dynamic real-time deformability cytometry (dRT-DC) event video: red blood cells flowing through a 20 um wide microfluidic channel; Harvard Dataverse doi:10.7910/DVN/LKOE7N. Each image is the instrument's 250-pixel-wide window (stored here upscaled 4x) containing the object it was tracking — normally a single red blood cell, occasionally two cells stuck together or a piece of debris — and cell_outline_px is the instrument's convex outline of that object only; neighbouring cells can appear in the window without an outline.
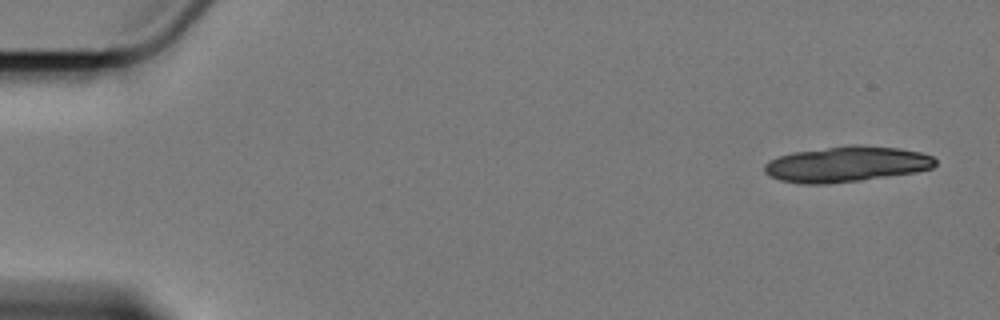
{"species": "Egyptian fruit bat (a non-hibernating species)", "species_latin": "Rousettus aegyptiacus", "temperature_condition": "cold", "stored_images_in_passage": 9, "camera_frame_rate_fps": 3000, "um_per_image_px": 0.085, "animal": {"sex": "female"}, "frame": {"image": 1, "passage_image": 1, "time_ms": 0.0, "image_size_px": [1000, 320], "cell_outline_px": [[936, 164], [932, 168], [916, 172], [860, 180], [828, 184], [800, 184], [780, 180], [768, 176], [764, 172], [764, 164], [768, 160], [776, 156], [792, 152], [848, 144], [860, 144], [900, 148], [920, 152], [932, 156], [936, 160]], "centroid_in_image_um": [71.9, 13.94], "position_along_channel_um": 13.1, "area_um2": 35.95}}
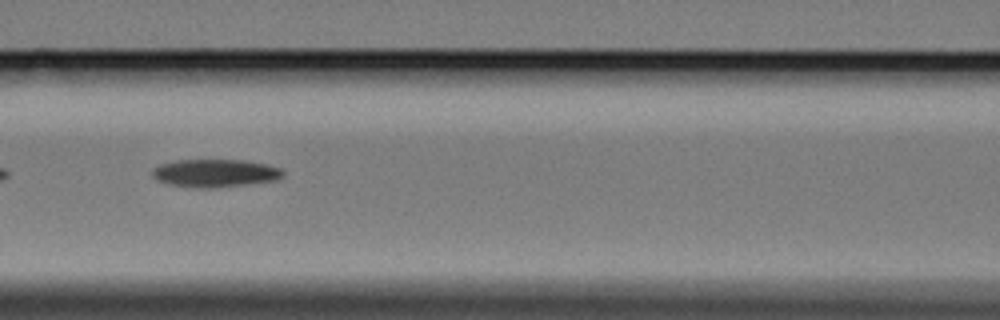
{"frame": {"image": 2, "passage_image": 7, "time_ms": 8.0, "image_size_px": [1000, 320], "cell_outline_px": [[284, 176], [276, 180], [244, 184], [208, 188], [196, 188], [168, 184], [156, 180], [152, 176], [152, 168], [160, 164], [176, 160], [244, 160], [268, 164], [280, 168], [284, 172]], "centroid_in_image_um": [18.26, 14.71], "position_along_channel_um": 148.3, "area_um2": 21.27}}
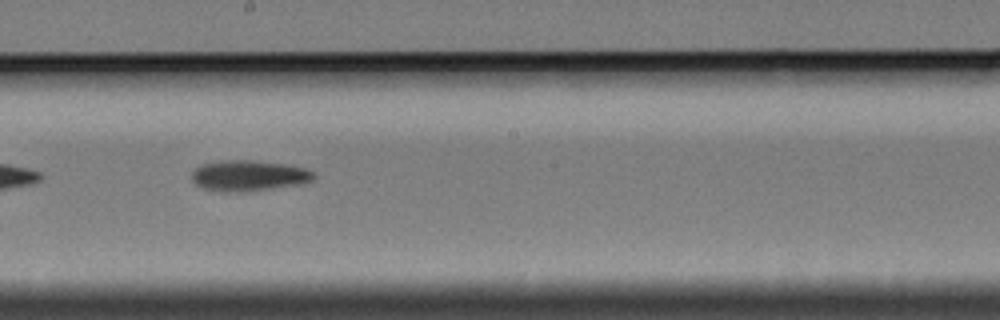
{"frame": {"image": 3, "passage_image": 9, "time_ms": 10.333, "image_size_px": [1000, 320], "cell_outline_px": [[316, 176], [312, 180], [304, 184], [244, 192], [224, 192], [200, 188], [192, 180], [192, 172], [200, 164], [224, 160], [252, 160], [284, 164], [304, 168], [312, 172]], "centroid_in_image_um": [21.12, 14.94], "position_along_channel_um": 227.1, "area_um2": 22.02}}